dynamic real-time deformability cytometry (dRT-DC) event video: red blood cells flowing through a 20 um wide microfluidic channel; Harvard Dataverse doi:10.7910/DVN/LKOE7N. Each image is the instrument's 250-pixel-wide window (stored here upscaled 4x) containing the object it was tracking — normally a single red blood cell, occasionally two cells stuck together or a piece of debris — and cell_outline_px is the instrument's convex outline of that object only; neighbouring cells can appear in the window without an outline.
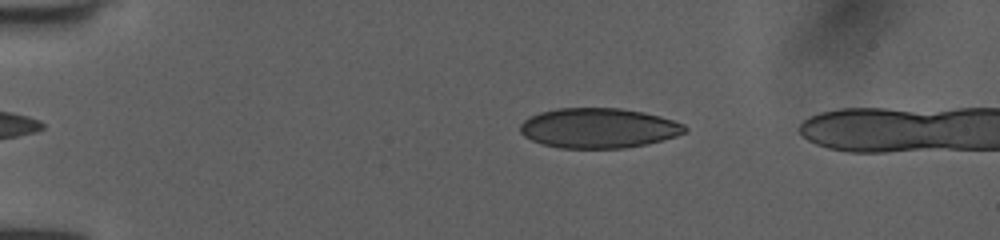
{"species": "human", "species_latin": "Homo sapiens", "temperature_condition": "room temperature", "stored_images_in_passage": 13, "camera_frame_rate_fps": 3000, "um_per_image_px": 0.085, "donor": {"sex": "female"}, "frame": {"image": 1, "passage_image": 10, "time_ms": 3.0, "image_size_px": [1000, 240], "cell_outline_px": [[688, 132], [676, 136], [644, 144], [624, 148], [560, 148], [540, 144], [524, 136], [520, 132], [520, 124], [524, 120], [540, 112], [556, 108], [620, 108], [644, 112], [660, 116], [684, 124], [688, 128]], "centroid_in_image_um": [50.87, 10.88], "position_along_channel_um": 34.1, "area_um2": 38.38}}